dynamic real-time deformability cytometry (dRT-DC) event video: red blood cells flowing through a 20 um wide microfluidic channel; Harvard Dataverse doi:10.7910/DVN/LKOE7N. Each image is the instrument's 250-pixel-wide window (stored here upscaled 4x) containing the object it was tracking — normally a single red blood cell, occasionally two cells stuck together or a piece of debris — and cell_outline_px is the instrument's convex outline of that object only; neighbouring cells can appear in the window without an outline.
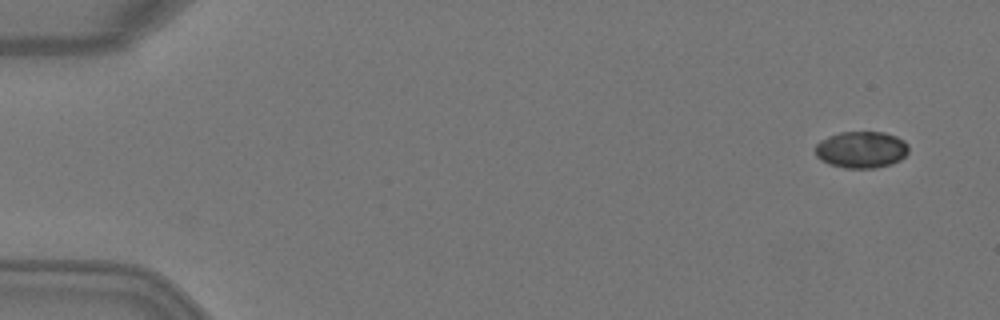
{"species": "Egyptian fruit bat (a non-hibernating species)", "species_latin": "Rousettus aegyptiacus", "temperature_condition": "warm", "stored_images_in_passage": 5, "camera_frame_rate_fps": 3000, "um_per_image_px": 0.085, "animal": {"sex": "female"}, "frame": {"image": 1, "passage_image": 1, "time_ms": 0.0, "image_size_px": [1000, 320], "cell_outline_px": [[908, 152], [900, 160], [892, 164], [876, 168], [844, 168], [828, 164], [820, 160], [816, 156], [816, 144], [820, 140], [828, 136], [840, 132], [884, 132], [896, 136], [904, 140], [908, 144]], "centroid_in_image_um": [73.21, 12.72], "position_along_channel_um": 11.8, "area_um2": 20.17}}
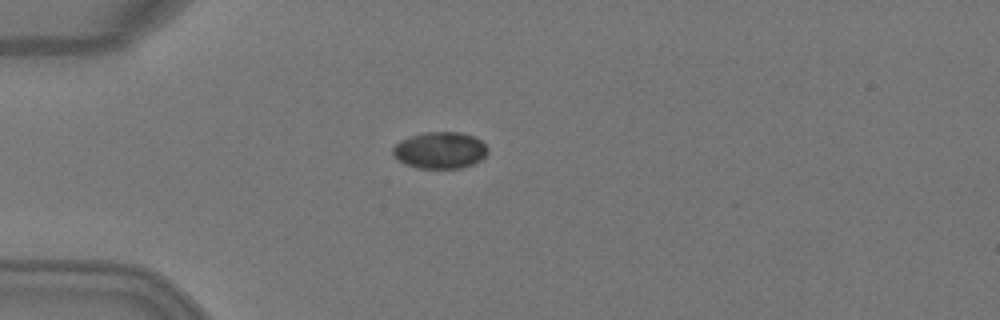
{"frame": {"image": 2, "passage_image": 4, "time_ms": 1.0, "image_size_px": [1000, 320], "cell_outline_px": [[488, 152], [480, 160], [472, 164], [460, 168], [416, 168], [404, 164], [396, 160], [392, 152], [392, 148], [400, 140], [424, 132], [460, 132], [472, 136], [480, 140], [488, 148]], "centroid_in_image_um": [37.37, 12.78], "position_along_channel_um": 47.6, "area_um2": 20.29}}